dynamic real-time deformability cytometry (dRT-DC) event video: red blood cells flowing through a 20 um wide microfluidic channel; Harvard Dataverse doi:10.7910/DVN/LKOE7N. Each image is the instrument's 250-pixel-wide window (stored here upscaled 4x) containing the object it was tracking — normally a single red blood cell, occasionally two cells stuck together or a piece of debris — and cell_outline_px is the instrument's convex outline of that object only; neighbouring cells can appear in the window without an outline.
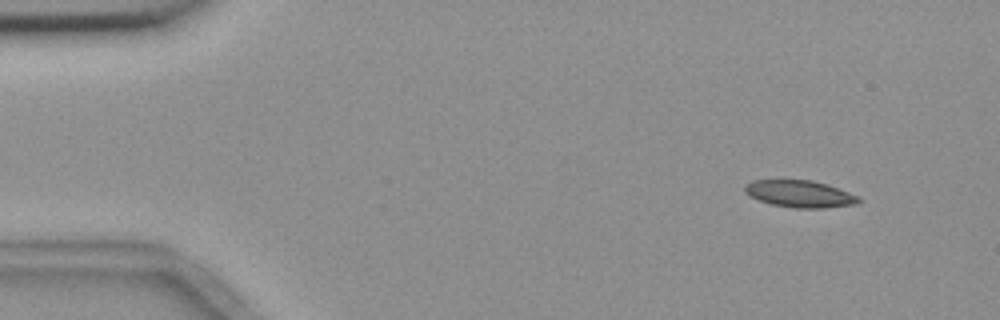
{"species": "common noctule bat (a hibernating species)", "species_latin": "Nyctalus noctula", "temperature_condition": "room temperature", "stored_images_in_passage": 5, "camera_frame_rate_fps": 3000, "um_per_image_px": 0.085, "animal": {"sex": "female", "body_mass_g": 18.4}, "frame": {"image": 1, "passage_image": 2, "time_ms": 1.0, "image_size_px": [1000, 320], "cell_outline_px": [[860, 200], [856, 204], [824, 208], [796, 208], [772, 204], [760, 200], [744, 192], [744, 184], [752, 180], [812, 180], [848, 192], [856, 196]], "centroid_in_image_um": [67.93, 16.47], "position_along_channel_um": 17.1, "area_um2": 17.57}}
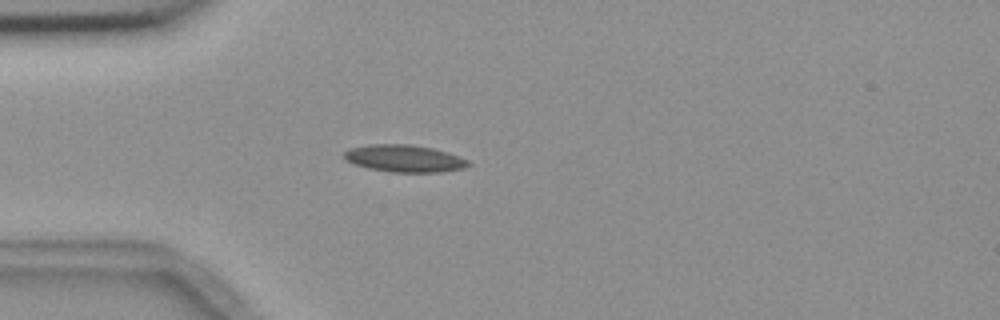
{"frame": {"image": 2, "passage_image": 5, "time_ms": 4.333, "image_size_px": [1000, 320], "cell_outline_px": [[472, 164], [464, 168], [440, 172], [392, 172], [368, 168], [356, 164], [348, 160], [344, 156], [344, 152], [348, 148], [368, 144], [412, 144], [432, 148], [448, 152], [460, 156], [468, 160]], "centroid_in_image_um": [34.4, 13.46], "position_along_channel_um": 50.6, "area_um2": 19.71}}